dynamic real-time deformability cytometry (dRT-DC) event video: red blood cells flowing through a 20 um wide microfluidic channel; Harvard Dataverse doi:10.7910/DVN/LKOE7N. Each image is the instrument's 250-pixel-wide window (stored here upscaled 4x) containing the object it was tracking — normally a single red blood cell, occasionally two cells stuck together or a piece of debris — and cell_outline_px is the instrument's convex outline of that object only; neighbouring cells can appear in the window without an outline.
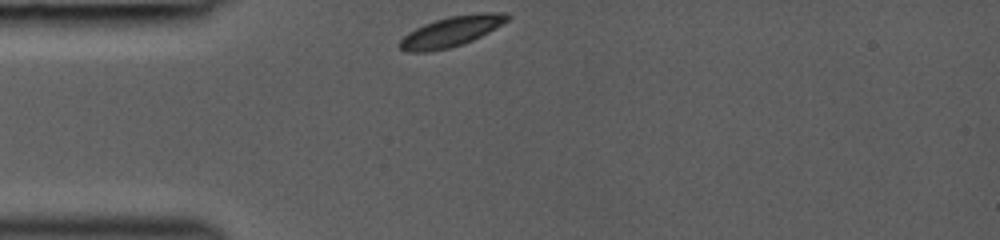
{"species": "common noctule bat (a hibernating species)", "species_latin": "Nyctalus noctula", "temperature_condition": "room temperature", "stored_images_in_passage": 6, "camera_frame_rate_fps": 3000, "um_per_image_px": 0.085, "animal": {"sex": "female", "body_mass_g": 19.0, "forearm_length_mm": 53.3}, "frame": {"image": 1, "passage_image": 1, "time_ms": 0.0, "image_size_px": [1000, 240], "cell_outline_px": [[512, 16], [508, 20], [488, 32], [464, 44], [448, 48], [428, 52], [408, 52], [400, 48], [396, 44], [408, 32], [424, 24], [448, 16], [484, 12], [508, 12]], "centroid_in_image_um": [38.36, 2.67], "position_along_channel_um": 46.6, "area_um2": 19.02}}